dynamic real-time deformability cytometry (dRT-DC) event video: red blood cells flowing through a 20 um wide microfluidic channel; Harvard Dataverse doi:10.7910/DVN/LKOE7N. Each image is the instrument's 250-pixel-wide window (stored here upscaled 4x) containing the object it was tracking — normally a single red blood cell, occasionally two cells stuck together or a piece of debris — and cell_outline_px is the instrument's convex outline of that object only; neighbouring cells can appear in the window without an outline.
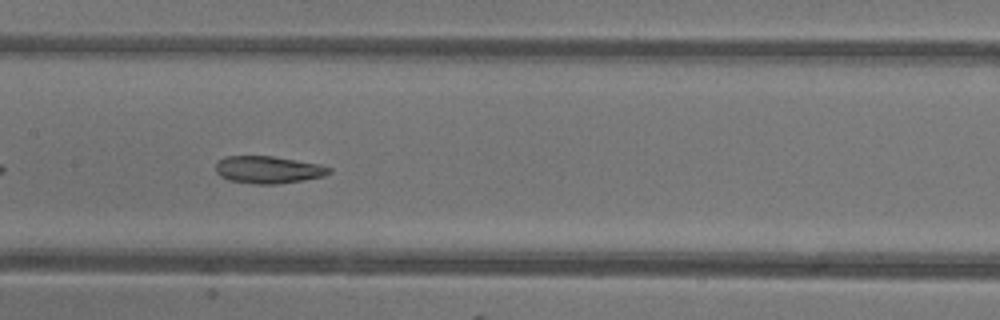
{"species": "common noctule bat (a hibernating species)", "species_latin": "Nyctalus noctula", "temperature_condition": "warm", "stored_images_in_passage": 34, "camera_frame_rate_fps": 3000, "um_per_image_px": 0.085, "animal": {"sex": "female"}, "frame": {"image": 1, "passage_image": 10, "time_ms": 3.0, "image_size_px": [1000, 320], "cell_outline_px": [[332, 172], [324, 176], [304, 180], [280, 184], [252, 184], [228, 180], [220, 176], [216, 172], [216, 164], [220, 160], [228, 156], [272, 156], [320, 164], [332, 168]], "centroid_in_image_um": [22.83, 14.44], "position_along_channel_um": 184.6, "area_um2": 18.15}, "authors_computed_cell_mechanics": {"area_um2": 19.3341, "velocity_mm_per_s": 4.2965, "shape_relaxation_time_tau1_ms": null, "shape_relaxation_time_tau2_ms": 2.1954, "deformation_change_tau1": null, "deformation_change_tau2": 0.0995}}